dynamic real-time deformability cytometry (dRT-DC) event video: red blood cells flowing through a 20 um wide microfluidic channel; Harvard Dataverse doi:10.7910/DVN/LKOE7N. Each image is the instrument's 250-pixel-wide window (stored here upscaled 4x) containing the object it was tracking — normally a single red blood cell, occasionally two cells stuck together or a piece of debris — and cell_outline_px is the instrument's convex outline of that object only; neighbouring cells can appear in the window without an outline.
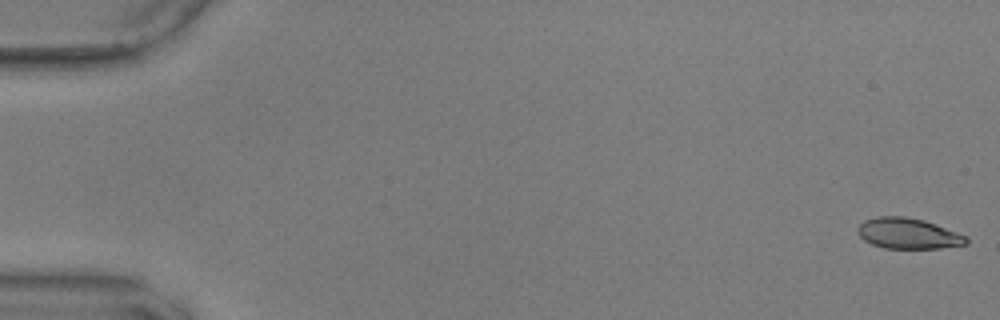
{"species": "common noctule bat (a hibernating species)", "species_latin": "Nyctalus noctula", "temperature_condition": "warm", "stored_images_in_passage": 56, "camera_frame_rate_fps": 3000, "um_per_image_px": 0.085, "animal": {"sex": "male", "body_mass_g": 17.9, "forearm_length_mm": 54.2}, "frame": {"image": 1, "passage_image": 1, "time_ms": 0.0, "image_size_px": [1000, 320], "cell_outline_px": [[964, 244], [932, 248], [892, 248], [876, 244], [868, 240], [864, 236], [872, 220], [920, 220], [932, 224], [964, 236]], "centroid_in_image_um": [77.43, 19.95], "position_along_channel_um": 7.6, "area_um2": 15.95}}
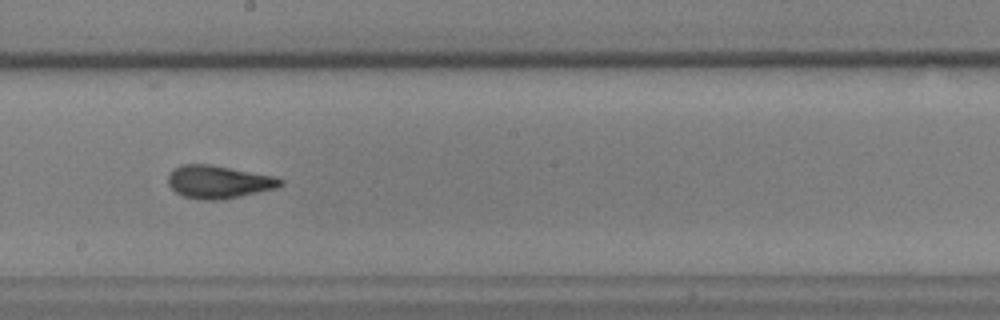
{"frame": {"image": 2, "passage_image": 32, "time_ms": 10.333, "image_size_px": [1000, 320], "cell_outline_px": [[280, 184], [264, 188], [228, 196], [192, 196], [180, 192], [172, 184], [172, 176], [180, 168], [220, 168], [264, 176], [280, 180]], "centroid_in_image_um": [18.58, 15.46], "position_along_channel_um": 229.6, "area_um2": 16.36}}
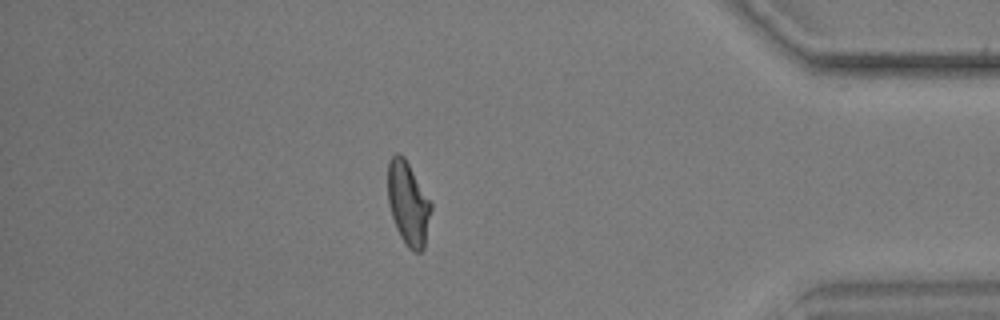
{"frame": {"image": 3, "passage_image": 49, "time_ms": 16.0, "image_size_px": [1000, 320], "cell_outline_px": [[428, 212], [424, 244], [420, 248], [412, 248], [404, 240], [396, 224], [392, 212], [388, 196], [388, 168], [392, 160], [396, 156], [400, 156], [404, 160], [428, 200]], "centroid_in_image_um": [34.63, 17.27], "position_along_channel_um": 400.6, "area_um2": 18.15}, "authors_computed_cell_mechanics": {"area_um2": 17.4845, "velocity_mm_per_s": 3.6174, "shape_relaxation_time_tau1_ms": null, "shape_relaxation_time_tau2_ms": 2.0594, "deformation_change_tau1": null, "deformation_change_tau2": 0.0797}}